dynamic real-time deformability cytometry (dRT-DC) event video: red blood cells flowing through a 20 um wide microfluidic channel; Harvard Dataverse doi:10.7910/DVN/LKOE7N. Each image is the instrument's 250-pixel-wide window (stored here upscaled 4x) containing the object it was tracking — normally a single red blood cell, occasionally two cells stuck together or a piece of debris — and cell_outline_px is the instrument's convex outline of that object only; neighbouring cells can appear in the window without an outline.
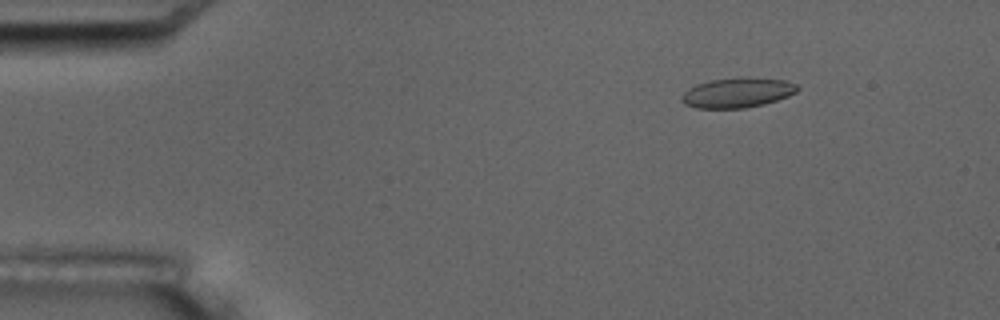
{"species": "common noctule bat (a hibernating species)", "species_latin": "Nyctalus noctula", "temperature_condition": "room temperature", "stored_images_in_passage": 5, "camera_frame_rate_fps": 3000, "um_per_image_px": 0.085, "animal": {"sex": "male", "body_mass_g": 17.5, "forearm_length_mm": 52.3}, "frame": {"image": 1, "passage_image": 3, "time_ms": 2.333, "image_size_px": [1000, 320], "cell_outline_px": [[800, 88], [796, 92], [788, 96], [764, 104], [744, 108], [696, 108], [684, 104], [680, 100], [680, 96], [688, 88], [696, 84], [712, 80], [784, 80], [796, 84]], "centroid_in_image_um": [62.61, 7.93], "position_along_channel_um": 22.4, "area_um2": 19.31}}